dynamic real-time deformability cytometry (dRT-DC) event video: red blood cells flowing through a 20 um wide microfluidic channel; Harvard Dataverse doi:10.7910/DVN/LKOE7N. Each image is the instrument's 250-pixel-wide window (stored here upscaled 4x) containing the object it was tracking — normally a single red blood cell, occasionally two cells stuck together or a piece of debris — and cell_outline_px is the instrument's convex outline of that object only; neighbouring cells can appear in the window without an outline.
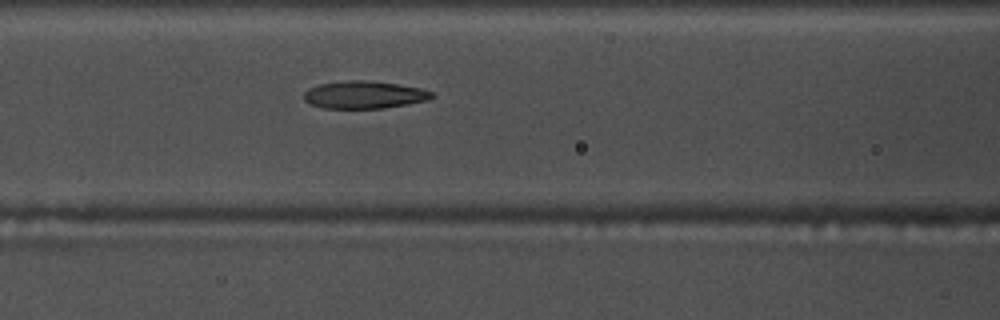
{"species": "common noctule bat (a hibernating species)", "species_latin": "Nyctalus noctula", "temperature_condition": "warm", "stored_images_in_passage": 55, "camera_frame_rate_fps": 3000, "um_per_image_px": 0.085, "animal": {"sex": "male", "body_mass_g": 17.5, "forearm_length_mm": 52.3}, "frame": {"image": 1, "passage_image": 23, "time_ms": 7.333, "image_size_px": [1000, 320], "cell_outline_px": [[436, 96], [428, 100], [408, 104], [384, 108], [324, 108], [312, 104], [304, 100], [304, 92], [308, 88], [320, 84], [344, 80], [368, 80], [396, 84], [420, 88], [432, 92]], "centroid_in_image_um": [30.96, 8.05], "position_along_channel_um": 135.6, "area_um2": 20.52}}
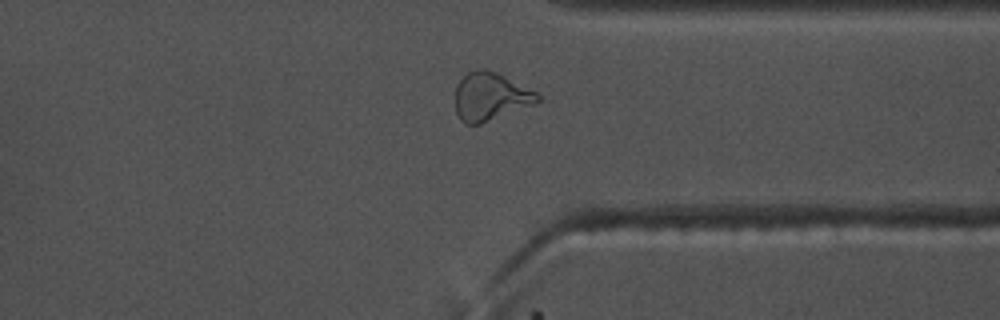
{"frame": {"image": 2, "passage_image": 42, "time_ms": 13.667, "image_size_px": [1000, 320], "cell_outline_px": [[540, 100], [532, 104], [480, 124], [464, 124], [460, 120], [456, 112], [456, 84], [468, 72], [480, 68], [484, 68], [496, 72], [536, 92], [540, 96]], "centroid_in_image_um": [41.64, 8.2], "position_along_channel_um": 369.8, "area_um2": 22.66}}
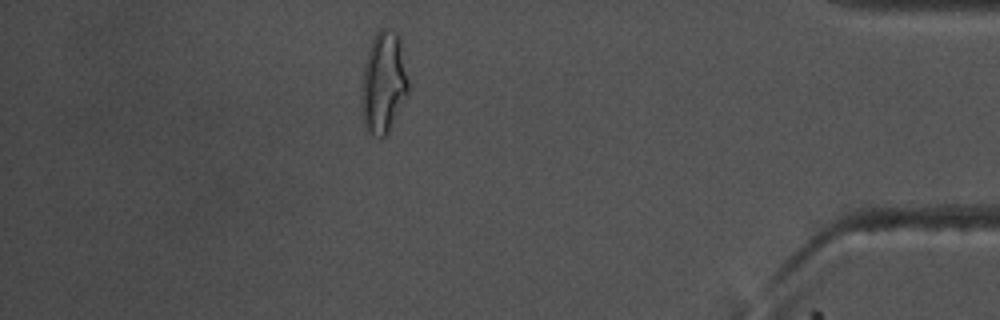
{"frame": {"image": 3, "passage_image": 48, "time_ms": 15.667, "image_size_px": [1000, 320], "cell_outline_px": [[408, 96], [388, 132], [380, 140], [364, 132], [360, 104], [360, 100], [364, 68], [368, 48], [376, 32], [380, 28], [388, 28], [396, 32], [400, 36], [408, 80]], "centroid_in_image_um": [32.58, 7.08], "position_along_channel_um": 402.6, "area_um2": 28.5}, "authors_computed_cell_mechanics": {"area_um2": 21.0392, "velocity_mm_per_s": 3.7216, "shape_relaxation_time_tau1_ms": 8.2683, "shape_relaxation_time_tau2_ms": 2.0854, "deformation_change_tau1": 0.2691, "deformation_change_tau2": 0.1116}}